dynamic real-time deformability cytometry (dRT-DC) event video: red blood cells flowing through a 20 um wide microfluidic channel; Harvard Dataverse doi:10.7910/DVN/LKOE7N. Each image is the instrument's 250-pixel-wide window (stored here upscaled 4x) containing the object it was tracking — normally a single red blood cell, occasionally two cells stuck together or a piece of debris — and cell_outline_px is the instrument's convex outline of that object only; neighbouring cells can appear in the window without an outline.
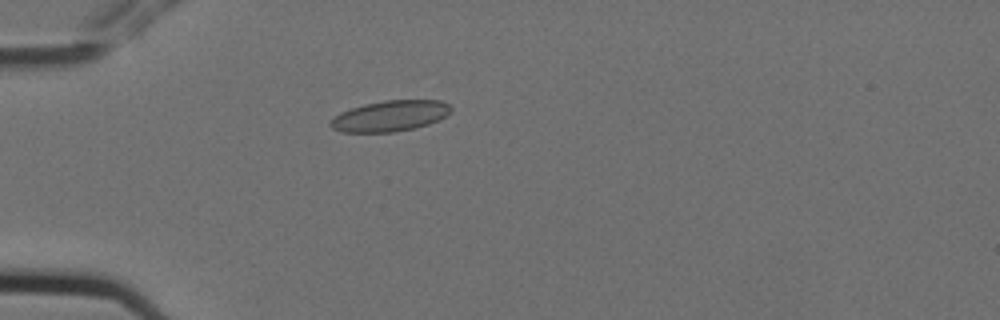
{"species": "Egyptian fruit bat (a non-hibernating species)", "species_latin": "Rousettus aegyptiacus", "temperature_condition": "cold", "stored_images_in_passage": 5, "camera_frame_rate_fps": 3000, "um_per_image_px": 0.085, "animal": {"sex": "female"}, "frame": {"image": 1, "passage_image": 3, "time_ms": 0.667, "image_size_px": [1000, 320], "cell_outline_px": [[452, 108], [444, 116], [428, 124], [416, 128], [392, 132], [340, 132], [332, 128], [328, 124], [340, 112], [364, 104], [384, 100], [440, 100], [448, 104]], "centroid_in_image_um": [33.13, 9.85], "position_along_channel_um": 51.9, "area_um2": 21.44}}
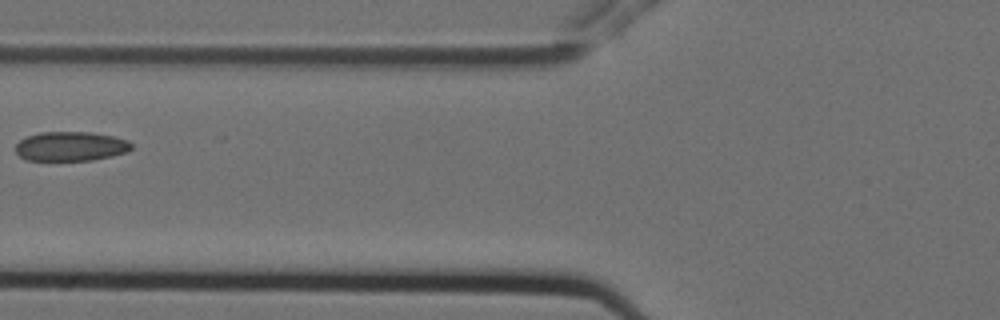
{"frame": {"image": 2, "passage_image": 5, "time_ms": 1.333, "image_size_px": [1000, 320], "cell_outline_px": [[132, 148], [128, 152], [112, 156], [92, 160], [28, 160], [20, 156], [16, 152], [16, 144], [20, 140], [28, 136], [40, 132], [92, 132], [112, 136], [128, 140], [132, 144]], "centroid_in_image_um": [6.04, 12.43], "position_along_channel_um": 119.8, "area_um2": 19.83}}